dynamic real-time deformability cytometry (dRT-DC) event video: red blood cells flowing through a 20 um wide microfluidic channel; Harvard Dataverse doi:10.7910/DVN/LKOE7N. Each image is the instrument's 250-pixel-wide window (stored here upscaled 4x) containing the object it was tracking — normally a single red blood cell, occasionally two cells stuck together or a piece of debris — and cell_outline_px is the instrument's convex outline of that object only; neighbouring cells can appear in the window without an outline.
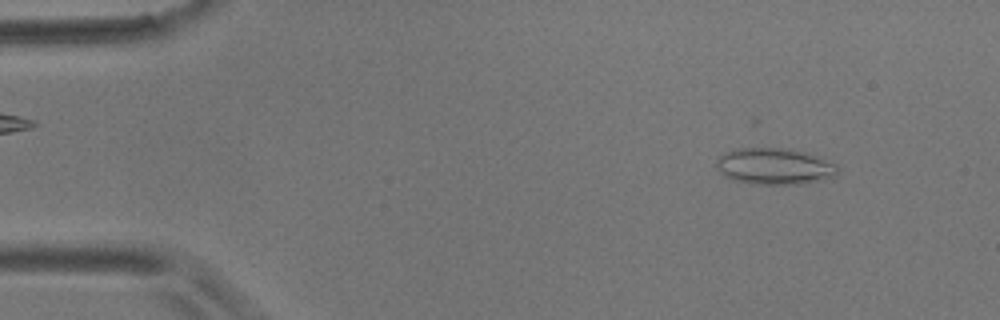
{"species": "common noctule bat (a hibernating species)", "species_latin": "Nyctalus noctula", "temperature_condition": "room temperature", "stored_images_in_passage": 54, "camera_frame_rate_fps": 3000, "um_per_image_px": 0.085, "animal": {"sex": "male", "body_mass_g": 17.9}, "frame": {"image": 1, "passage_image": 5, "time_ms": 1.333, "image_size_px": [1000, 320], "cell_outline_px": [[840, 168], [836, 176], [824, 180], [800, 184], [752, 184], [732, 180], [724, 176], [720, 172], [716, 164], [716, 156], [724, 152], [736, 148], [780, 148], [808, 152], [820, 156], [836, 164]], "centroid_in_image_um": [65.84, 14.13], "position_along_channel_um": 19.2, "area_um2": 26.3}}
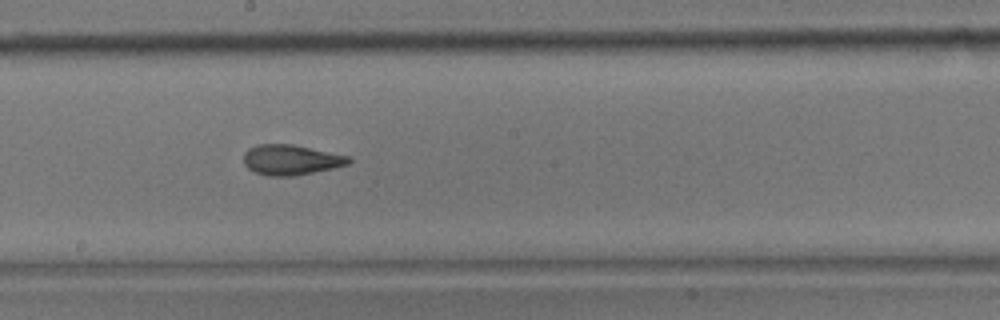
{"frame": {"image": 2, "passage_image": 29, "time_ms": 9.333, "image_size_px": [1000, 320], "cell_outline_px": [[352, 160], [348, 164], [332, 168], [296, 176], [268, 176], [256, 172], [248, 168], [244, 164], [244, 152], [248, 148], [256, 144], [292, 144], [352, 156]], "centroid_in_image_um": [24.74, 13.58], "position_along_channel_um": 223.5, "area_um2": 18.67}}
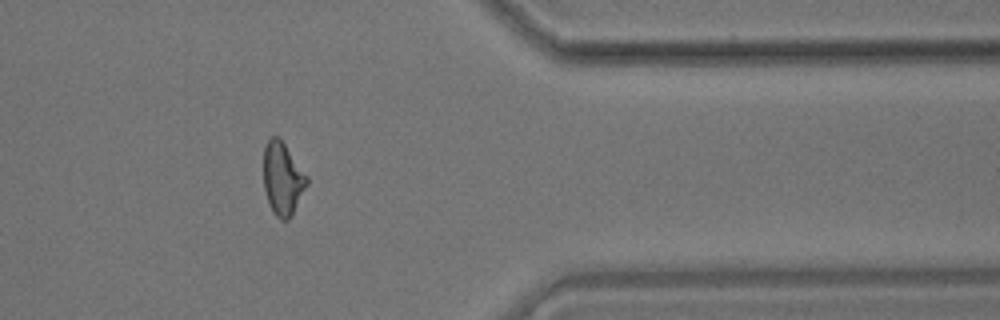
{"frame": {"image": 3, "passage_image": 44, "time_ms": 14.333, "image_size_px": [1000, 320], "cell_outline_px": [[308, 184], [292, 216], [288, 220], [280, 220], [272, 212], [264, 188], [264, 148], [268, 140], [272, 136], [280, 136], [308, 176]], "centroid_in_image_um": [24.04, 15.18], "position_along_channel_um": 387.4, "area_um2": 18.61}, "authors_computed_cell_mechanics": {"area_um2": 18.7561, "velocity_mm_per_s": 3.6178, "shape_relaxation_time_tau1_ms": null, "shape_relaxation_time_tau2_ms": 2.05, "deformation_change_tau1": null, "deformation_change_tau2": 0.0993}}